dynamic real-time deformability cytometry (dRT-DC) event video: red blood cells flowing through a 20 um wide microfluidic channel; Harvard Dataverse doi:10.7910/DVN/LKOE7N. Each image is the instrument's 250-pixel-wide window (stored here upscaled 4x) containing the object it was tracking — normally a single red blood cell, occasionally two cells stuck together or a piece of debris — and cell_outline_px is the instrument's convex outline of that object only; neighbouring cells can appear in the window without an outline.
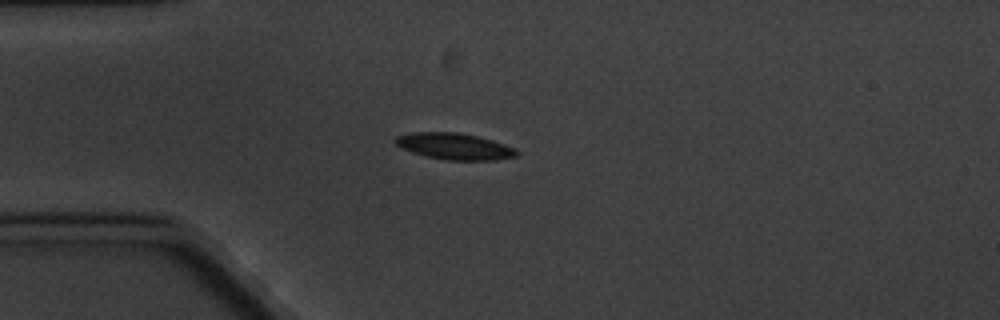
{"species": "common noctule bat (a hibernating species)", "species_latin": "Nyctalus noctula", "temperature_condition": "cold", "stored_images_in_passage": 5, "camera_frame_rate_fps": 3000, "um_per_image_px": 0.085, "animal": {"sex": "male", "body_mass_g": 20.1, "forearm_length_mm": 53.5}, "frame": {"image": 1, "passage_image": 3, "time_ms": 3.333, "image_size_px": [1000, 320], "cell_outline_px": [[520, 152], [516, 156], [496, 160], [444, 160], [412, 152], [396, 144], [392, 140], [396, 136], [412, 132], [456, 132], [476, 136], [492, 140], [516, 148]], "centroid_in_image_um": [38.65, 12.43], "position_along_channel_um": 46.4, "area_um2": 18.61}}